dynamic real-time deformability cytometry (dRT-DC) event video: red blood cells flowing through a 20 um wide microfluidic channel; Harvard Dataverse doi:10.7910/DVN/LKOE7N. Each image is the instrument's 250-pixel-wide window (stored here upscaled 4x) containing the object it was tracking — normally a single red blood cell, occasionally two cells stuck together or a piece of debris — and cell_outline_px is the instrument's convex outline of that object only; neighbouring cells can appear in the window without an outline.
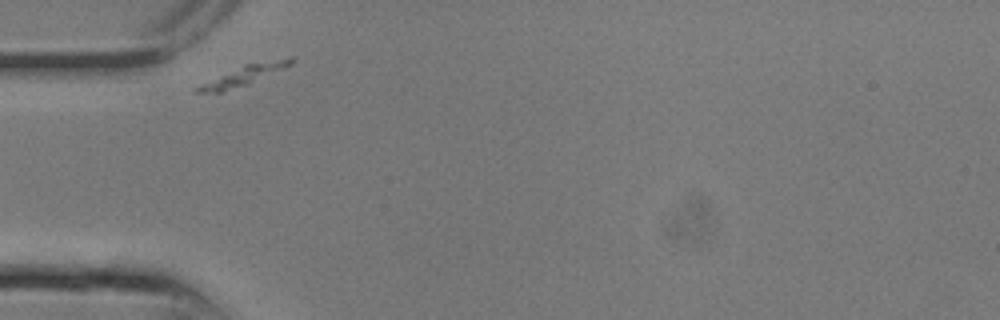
{"species": "common noctule bat (a hibernating species)", "species_latin": "Nyctalus noctula", "temperature_condition": "room temperature", "stored_images_in_passage": 15, "camera_frame_rate_fps": 3000, "um_per_image_px": 0.085, "animal": {"sex": "male", "body_mass_g": 13.3}, "frame": {"image": 1, "passage_image": 1, "time_ms": 0.0, "image_size_px": [1000, 320], "cell_outline_px": [[292, 64], [244, 84], [220, 92], [192, 92], [192, 88], [200, 84], [244, 64], [288, 56], [292, 56]], "centroid_in_image_um": [20.66, 6.37], "position_along_channel_um": 64.3, "area_um2": 10.35}}
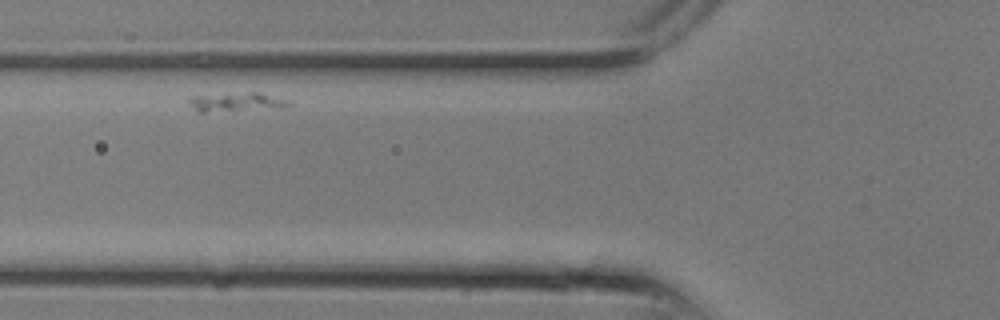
{"frame": {"image": 2, "passage_image": 3, "time_ms": 0.667, "image_size_px": [1000, 320], "cell_outline_px": [[292, 104], [280, 108], [204, 112], [200, 112], [188, 104], [188, 100], [192, 96], [252, 92], [260, 92], [292, 100]], "centroid_in_image_um": [20.18, 8.67], "position_along_channel_um": 105.6, "area_um2": 11.1}}